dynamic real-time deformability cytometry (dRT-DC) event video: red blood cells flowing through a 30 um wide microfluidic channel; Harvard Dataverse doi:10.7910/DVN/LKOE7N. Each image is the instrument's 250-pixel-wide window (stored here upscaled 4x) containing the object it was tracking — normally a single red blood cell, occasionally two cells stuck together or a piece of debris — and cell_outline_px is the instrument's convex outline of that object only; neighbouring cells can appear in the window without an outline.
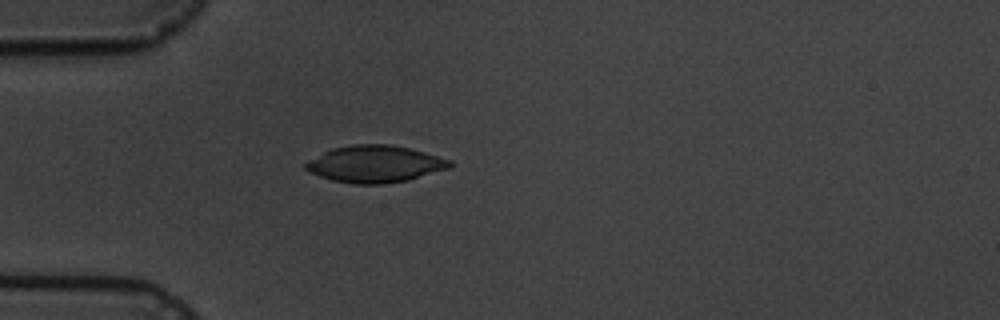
{"species": "common noctule bat (a hibernating species)", "species_latin": "Nyctalus noctula", "temperature_condition": "cold", "stored_images_in_passage": 1, "camera_frame_rate_fps": 3000, "um_per_image_px": 0.085, "animal": {"sex": "male", "body_mass_g": 19.5, "forearm_length_mm": 54.6}, "frame": {"image": 1, "passage_image": 1, "time_ms": 0.0, "image_size_px": [1000, 320], "cell_outline_px": [[452, 168], [408, 180], [380, 184], [356, 184], [332, 180], [320, 176], [304, 168], [304, 164], [308, 160], [332, 148], [352, 144], [392, 144], [424, 152], [452, 160]], "centroid_in_image_um": [31.9, 13.93], "position_along_channel_um": 53.1, "area_um2": 31.04}}